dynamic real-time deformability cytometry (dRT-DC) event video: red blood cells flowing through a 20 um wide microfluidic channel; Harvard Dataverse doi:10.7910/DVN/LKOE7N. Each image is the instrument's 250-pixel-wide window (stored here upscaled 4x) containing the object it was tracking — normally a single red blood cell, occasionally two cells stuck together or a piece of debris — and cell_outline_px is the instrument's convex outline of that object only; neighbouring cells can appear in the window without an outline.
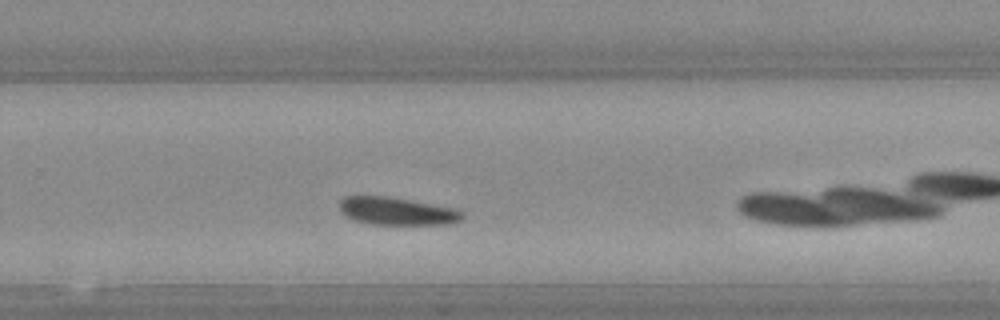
{"species": "Egyptian fruit bat (a non-hibernating species)", "species_latin": "Rousettus aegyptiacus", "temperature_condition": "warm", "stored_images_in_passage": 33, "camera_frame_rate_fps": 3000, "um_per_image_px": 0.085, "animal": {"sex": "female"}, "frame": {"image": 1, "passage_image": 19, "time_ms": 6.0, "image_size_px": [1000, 320], "cell_outline_px": [[464, 216], [460, 220], [448, 224], [372, 224], [356, 220], [348, 216], [340, 208], [340, 200], [344, 196], [384, 196], [408, 200], [452, 208], [460, 212]], "centroid_in_image_um": [33.71, 17.95], "position_along_channel_um": 296.1, "area_um2": 19.19}}